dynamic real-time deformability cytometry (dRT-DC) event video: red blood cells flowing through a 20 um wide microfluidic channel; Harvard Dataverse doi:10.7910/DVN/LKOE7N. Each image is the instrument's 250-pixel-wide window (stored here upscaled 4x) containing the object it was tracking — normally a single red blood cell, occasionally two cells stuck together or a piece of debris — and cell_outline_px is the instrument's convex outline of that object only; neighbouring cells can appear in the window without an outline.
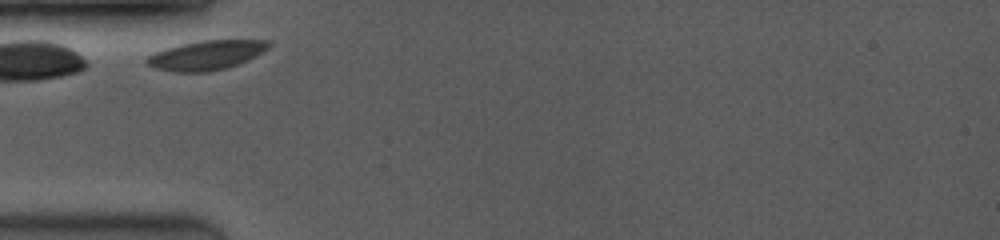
{"species": "common noctule bat (a hibernating species)", "species_latin": "Nyctalus noctula", "temperature_condition": "room temperature", "stored_images_in_passage": 20, "camera_frame_rate_fps": 3500, "um_per_image_px": 0.085, "animal": {"sex": "female", "body_mass_g": 19.0, "forearm_length_mm": 53.3}, "frame": {"image": 1, "passage_image": 1, "time_ms": 0.0, "image_size_px": [1000, 240], "cell_outline_px": [[272, 44], [268, 48], [248, 60], [224, 68], [208, 72], [172, 72], [156, 68], [148, 64], [144, 60], [148, 56], [164, 48], [180, 44], [200, 40], [268, 40]], "centroid_in_image_um": [17.51, 4.68], "position_along_channel_um": 67.5, "area_um2": 20.81}}
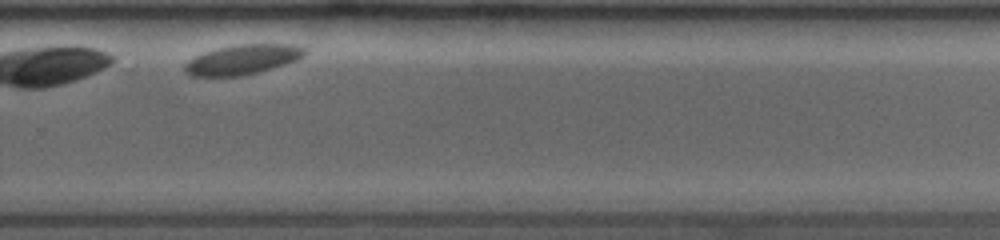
{"frame": {"image": 2, "passage_image": 15, "time_ms": 6.857, "image_size_px": [1000, 240], "cell_outline_px": [[308, 52], [304, 56], [296, 60], [272, 68], [240, 76], [192, 76], [184, 72], [184, 64], [188, 60], [204, 52], [236, 44], [296, 44], [304, 48]], "centroid_in_image_um": [20.62, 5.05], "position_along_channel_um": 309.2, "area_um2": 20.75}}